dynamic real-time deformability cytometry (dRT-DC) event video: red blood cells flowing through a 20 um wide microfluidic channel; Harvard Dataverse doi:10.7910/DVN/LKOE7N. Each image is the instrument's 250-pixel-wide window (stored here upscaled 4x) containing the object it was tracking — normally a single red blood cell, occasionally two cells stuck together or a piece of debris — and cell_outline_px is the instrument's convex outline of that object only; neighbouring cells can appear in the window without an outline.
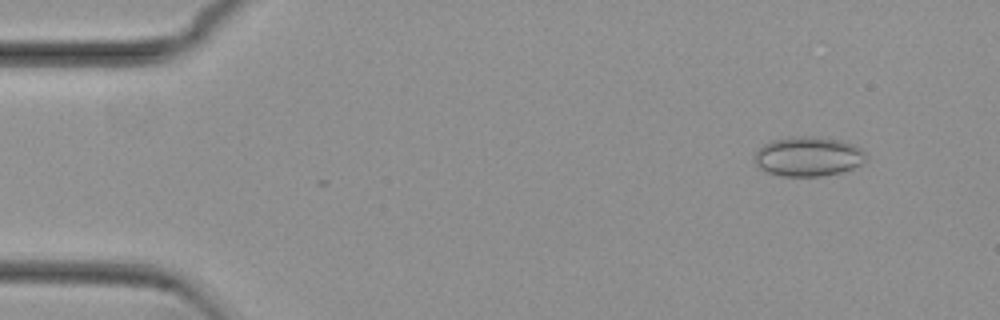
{"species": "common noctule bat (a hibernating species)", "species_latin": "Nyctalus noctula", "temperature_condition": "cold", "stored_images_in_passage": 10, "camera_frame_rate_fps": 3000, "um_per_image_px": 0.085, "animal": {"sex": "female", "body_mass_g": 29.2, "forearm_length_mm": 56.3}, "frame": {"image": 1, "passage_image": 1, "time_ms": 0.0, "image_size_px": [1000, 320], "cell_outline_px": [[868, 160], [864, 164], [840, 172], [820, 176], [784, 176], [768, 172], [760, 168], [756, 164], [756, 152], [764, 144], [772, 140], [796, 136], [808, 136], [840, 140], [852, 144], [860, 148], [868, 156]], "centroid_in_image_um": [68.75, 13.3], "position_along_channel_um": 16.3, "area_um2": 25.55}}